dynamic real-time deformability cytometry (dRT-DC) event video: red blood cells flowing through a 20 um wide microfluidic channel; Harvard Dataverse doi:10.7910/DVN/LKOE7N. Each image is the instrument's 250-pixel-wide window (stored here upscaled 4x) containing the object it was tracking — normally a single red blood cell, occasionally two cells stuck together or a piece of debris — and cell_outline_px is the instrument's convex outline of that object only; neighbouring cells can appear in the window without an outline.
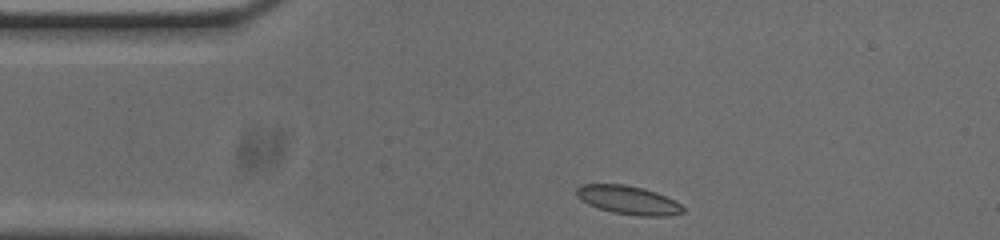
{"species": "common noctule bat (a hibernating species)", "species_latin": "Nyctalus noctula", "temperature_condition": "cold", "stored_images_in_passage": 38, "camera_frame_rate_fps": 3000, "um_per_image_px": 0.085, "animal": {"sex": "male", "body_mass_g": 20.0, "forearm_length_mm": 53.3}, "frame": {"image": 1, "passage_image": 1, "time_ms": 0.0, "image_size_px": [1000, 240], "cell_outline_px": [[684, 212], [668, 216], [640, 216], [612, 212], [588, 204], [576, 196], [576, 188], [580, 184], [624, 184], [644, 188], [656, 192], [676, 200], [684, 208]], "centroid_in_image_um": [53.41, 17.0], "position_along_channel_um": 31.6, "area_um2": 17.8}}
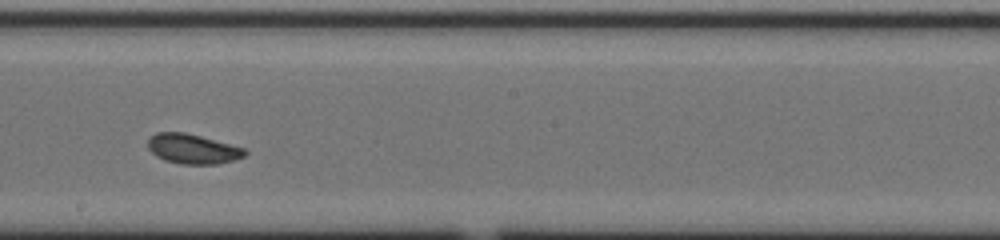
{"frame": {"image": 2, "passage_image": 20, "time_ms": 6.333, "image_size_px": [1000, 240], "cell_outline_px": [[248, 152], [244, 156], [236, 160], [216, 164], [180, 164], [164, 160], [156, 156], [148, 148], [148, 140], [156, 132], [184, 132], [200, 136], [244, 148]], "centroid_in_image_um": [16.38, 12.66], "position_along_channel_um": 231.8, "area_um2": 16.76}}
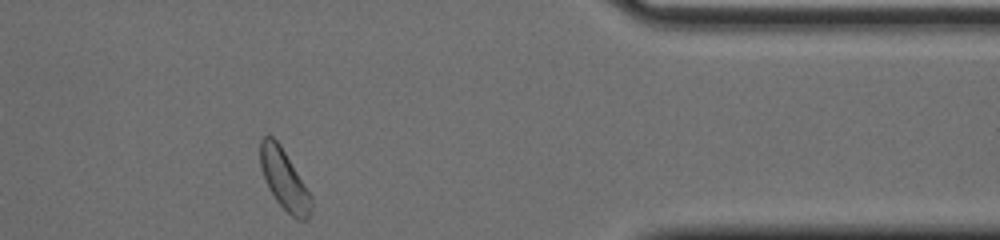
{"frame": {"image": 3, "passage_image": 35, "time_ms": 11.333, "image_size_px": [1000, 240], "cell_outline_px": [[312, 208], [308, 216], [304, 220], [296, 220], [276, 200], [268, 188], [260, 168], [260, 140], [268, 132], [280, 144], [312, 196]], "centroid_in_image_um": [24.14, 15.23], "position_along_channel_um": 387.3, "area_um2": 17.86}, "authors_computed_cell_mechanics": {"area_um2": 17.0221, "velocity_mm_per_s": 3.6864, "shape_relaxation_time_tau1_ms": 3.2232, "shape_relaxation_time_tau2_ms": 2.4704, "deformation_change_tau1": 0.101, "deformation_change_tau2": 0.0658}}